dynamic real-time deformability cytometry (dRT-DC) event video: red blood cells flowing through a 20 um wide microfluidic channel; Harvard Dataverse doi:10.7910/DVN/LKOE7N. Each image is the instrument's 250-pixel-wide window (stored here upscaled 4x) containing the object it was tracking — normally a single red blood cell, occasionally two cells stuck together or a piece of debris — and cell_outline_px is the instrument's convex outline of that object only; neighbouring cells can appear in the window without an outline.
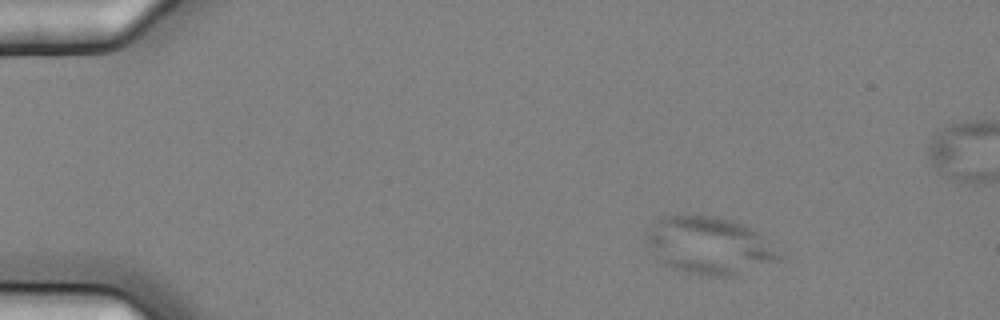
{"species": "common noctule bat (a hibernating species)", "species_latin": "Nyctalus noctula", "temperature_condition": "cold", "stored_images_in_passage": 7, "camera_frame_rate_fps": 3000, "um_per_image_px": 0.085, "animal": {"sex": "female", "body_mass_g": 25.1}, "frame": {"image": 1, "passage_image": 2, "time_ms": 0.333, "image_size_px": [1000, 320], "cell_outline_px": [[780, 260], [728, 276], [700, 276], [684, 272], [664, 264], [644, 240], [644, 232], [660, 216], [676, 212], [716, 216], [732, 220], [744, 224], [756, 232], [780, 256]], "centroid_in_image_um": [60.14, 20.81], "position_along_channel_um": 24.9, "area_um2": 44.33}}
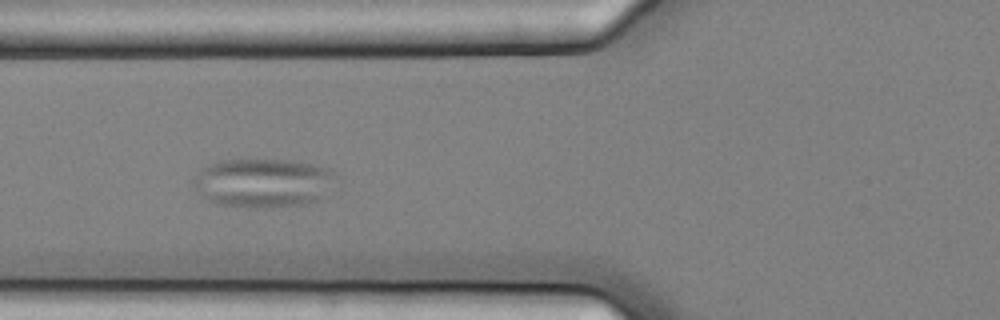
{"frame": {"image": 2, "passage_image": 6, "time_ms": 1.667, "image_size_px": [1000, 320], "cell_outline_px": [[332, 176], [316, 200], [304, 204], [264, 208], [256, 208], [216, 204], [204, 196], [192, 184], [200, 168], [220, 160], [288, 160], [312, 164], [328, 168], [332, 172]], "centroid_in_image_um": [22.24, 15.53], "position_along_channel_um": 103.6, "area_um2": 39.48}}